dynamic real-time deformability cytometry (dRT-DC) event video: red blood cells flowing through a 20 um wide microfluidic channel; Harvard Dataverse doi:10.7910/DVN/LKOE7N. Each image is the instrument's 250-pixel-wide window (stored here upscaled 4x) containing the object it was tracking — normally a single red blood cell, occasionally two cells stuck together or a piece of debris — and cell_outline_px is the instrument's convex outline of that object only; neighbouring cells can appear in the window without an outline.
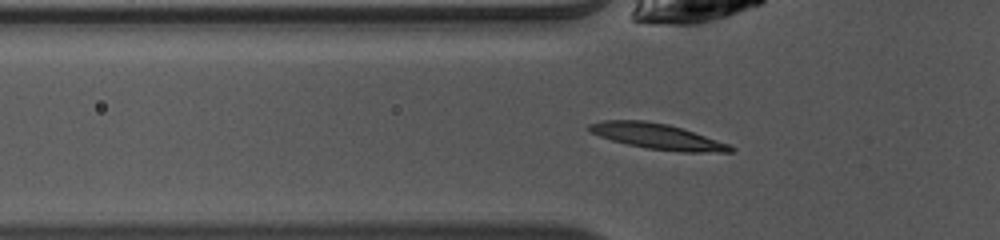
{"species": "common noctule bat (a hibernating species)", "species_latin": "Nyctalus noctula", "temperature_condition": "warm", "stored_images_in_passage": 34, "camera_frame_rate_fps": 3000, "um_per_image_px": 0.085, "animal": {"sex": "female", "body_mass_g": 10.0, "forearm_length_mm": 53.1}, "frame": {"image": 1, "passage_image": 3, "time_ms": 0.667, "image_size_px": [1000, 240], "cell_outline_px": [[736, 148], [732, 152], [680, 152], [648, 148], [628, 144], [612, 140], [588, 132], [588, 124], [604, 120], [644, 120], [668, 124], [728, 144]], "centroid_in_image_um": [55.83, 11.59], "position_along_channel_um": 70.0, "area_um2": 20.75}}
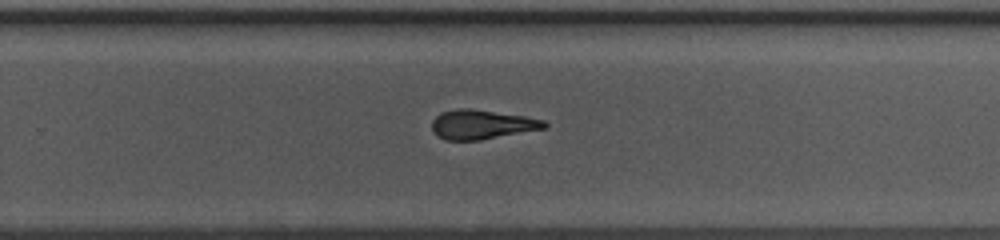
{"frame": {"image": 2, "passage_image": 19, "time_ms": 6.0, "image_size_px": [1000, 240], "cell_outline_px": [[548, 128], [480, 140], [444, 140], [436, 136], [432, 128], [432, 120], [440, 112], [456, 108], [468, 108], [524, 116], [544, 120], [548, 124]], "centroid_in_image_um": [40.94, 10.58], "position_along_channel_um": 288.9, "area_um2": 19.36}}
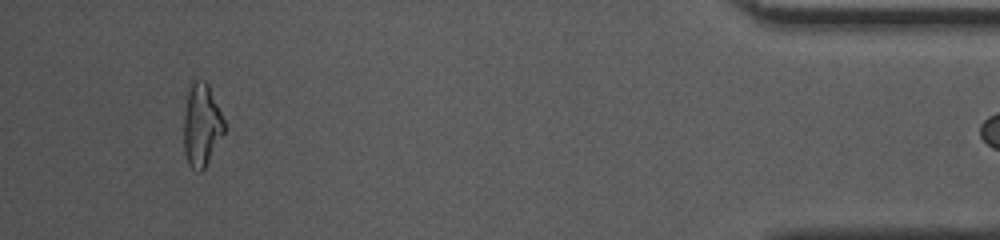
{"frame": {"image": 3, "passage_image": 33, "time_ms": 10.667, "image_size_px": [1000, 240], "cell_outline_px": [[228, 128], [204, 168], [200, 172], [196, 172], [188, 164], [184, 152], [184, 116], [188, 84], [192, 80], [204, 80], [208, 84]], "centroid_in_image_um": [17.14, 10.62], "position_along_channel_um": 418.1, "area_um2": 19.94}}